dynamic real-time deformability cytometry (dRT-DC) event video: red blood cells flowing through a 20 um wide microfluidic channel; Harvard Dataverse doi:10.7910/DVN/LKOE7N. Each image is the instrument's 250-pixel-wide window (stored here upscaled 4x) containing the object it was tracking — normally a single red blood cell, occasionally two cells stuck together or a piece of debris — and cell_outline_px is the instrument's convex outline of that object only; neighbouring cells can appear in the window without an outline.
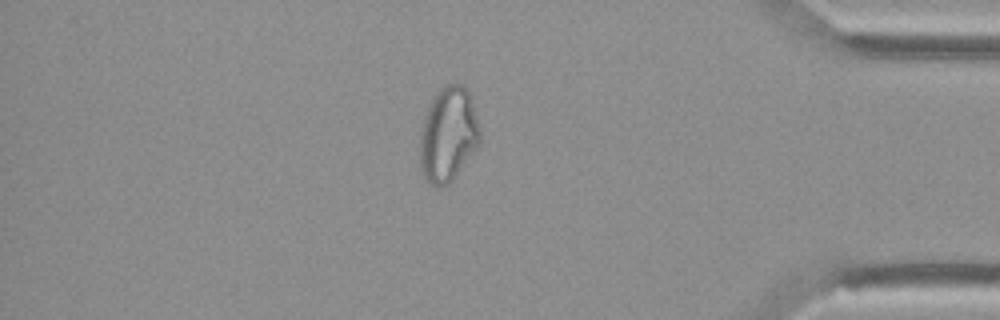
{"species": "Egyptian fruit bat (a non-hibernating species)", "species_latin": "Rousettus aegyptiacus", "temperature_condition": "cold", "stored_images_in_passage": 54, "camera_frame_rate_fps": 3000, "um_per_image_px": 0.085, "animal": {"sex": "female"}, "frame": {"image": 1, "passage_image": 46, "time_ms": 15.0, "image_size_px": [1000, 320], "cell_outline_px": [[480, 144], [452, 180], [448, 184], [440, 188], [436, 188], [424, 176], [420, 168], [420, 128], [424, 116], [432, 96], [440, 88], [456, 80], [464, 84], [472, 100], [480, 128]], "centroid_in_image_um": [38.09, 11.39], "position_along_channel_um": 397.1, "area_um2": 33.64}}